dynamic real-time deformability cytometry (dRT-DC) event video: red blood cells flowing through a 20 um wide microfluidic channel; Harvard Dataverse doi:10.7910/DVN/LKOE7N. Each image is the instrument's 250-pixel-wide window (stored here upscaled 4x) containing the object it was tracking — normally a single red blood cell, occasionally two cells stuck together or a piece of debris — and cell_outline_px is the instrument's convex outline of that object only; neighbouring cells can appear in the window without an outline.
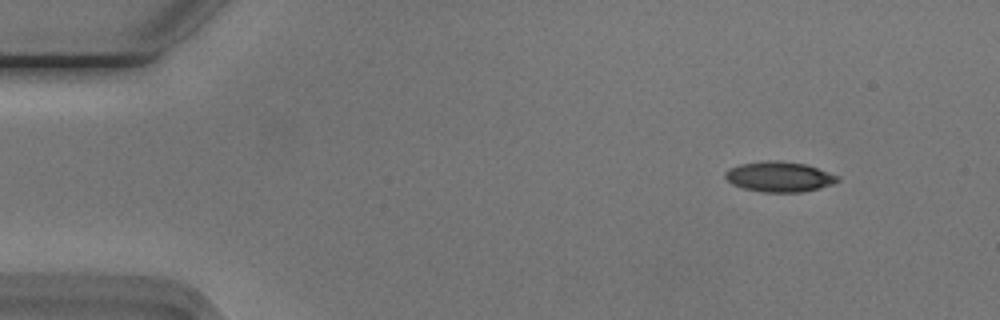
{"species": "Egyptian fruit bat (a non-hibernating species)", "species_latin": "Rousettus aegyptiacus", "temperature_condition": "cold", "stored_images_in_passage": 53, "camera_frame_rate_fps": 3000, "um_per_image_px": 0.085, "animal": {"sex": "male"}, "frame": {"image": 1, "passage_image": 5, "time_ms": 1.333, "image_size_px": [1000, 320], "cell_outline_px": [[840, 180], [832, 184], [800, 192], [760, 192], [744, 188], [732, 184], [724, 176], [724, 172], [728, 168], [740, 164], [764, 160], [780, 160], [804, 164], [840, 176]], "centroid_in_image_um": [66.19, 15.01], "position_along_channel_um": 18.8, "area_um2": 19.77}}
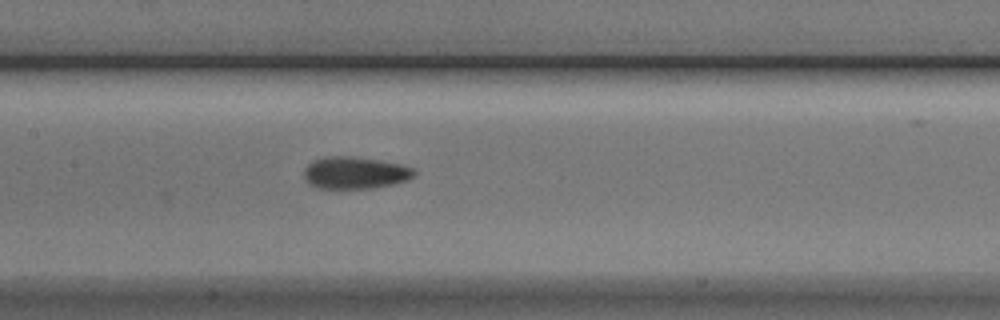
{"frame": {"image": 2, "passage_image": 25, "time_ms": 8.0, "image_size_px": [1000, 320], "cell_outline_px": [[416, 176], [408, 180], [392, 184], [372, 188], [320, 188], [304, 180], [304, 168], [308, 164], [324, 156], [348, 156], [380, 160], [404, 164], [416, 168]], "centroid_in_image_um": [30.24, 14.67], "position_along_channel_um": 177.2, "area_um2": 20.75}}
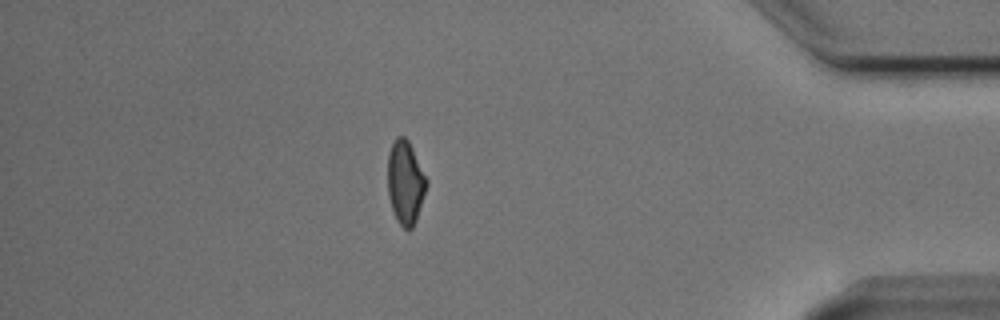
{"frame": {"image": 3, "passage_image": 46, "time_ms": 15.0, "image_size_px": [1000, 320], "cell_outline_px": [[428, 184], [416, 220], [412, 228], [404, 228], [396, 220], [388, 196], [388, 156], [392, 144], [396, 136], [404, 136], [408, 140], [428, 180]], "centroid_in_image_um": [34.46, 15.5], "position_along_channel_um": 400.7, "area_um2": 18.79}, "authors_computed_cell_mechanics": {"area_um2": 19.7098, "velocity_mm_per_s": 3.7769, "shape_relaxation_time_tau1_ms": 4.7042, "shape_relaxation_time_tau2_ms": 3.6021, "deformation_change_tau1": 0.1311, "deformation_change_tau2": 0.1011}}